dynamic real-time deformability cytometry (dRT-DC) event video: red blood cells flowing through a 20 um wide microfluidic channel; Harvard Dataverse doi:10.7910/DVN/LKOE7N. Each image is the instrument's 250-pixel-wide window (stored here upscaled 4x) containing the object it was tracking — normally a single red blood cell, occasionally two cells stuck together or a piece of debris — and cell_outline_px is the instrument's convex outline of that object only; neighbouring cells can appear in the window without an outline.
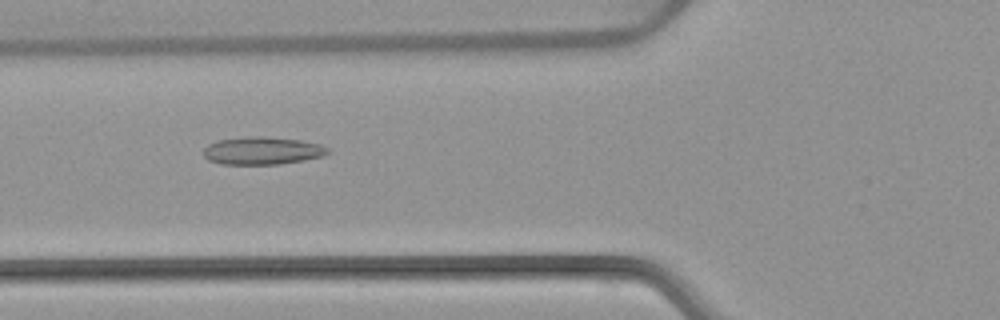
{"species": "common noctule bat (a hibernating species)", "species_latin": "Nyctalus noctula", "temperature_condition": "warm", "stored_images_in_passage": 53, "camera_frame_rate_fps": 3000, "um_per_image_px": 0.085, "animal": {"sex": "female", "body_mass_g": 22.7, "forearm_length_mm": 54.2}, "frame": {"image": 1, "passage_image": 20, "time_ms": 6.333, "image_size_px": [1000, 320], "cell_outline_px": [[332, 152], [324, 156], [304, 160], [280, 164], [220, 164], [208, 160], [204, 156], [204, 148], [208, 144], [220, 140], [244, 136], [264, 136], [300, 140], [320, 144], [328, 148]], "centroid_in_image_um": [22.32, 12.81], "position_along_channel_um": 103.5, "area_um2": 20.23}}
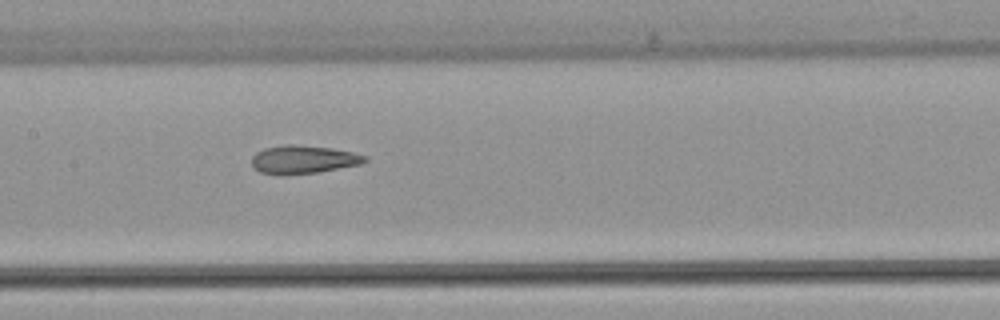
{"frame": {"image": 2, "passage_image": 26, "time_ms": 8.333, "image_size_px": [1000, 320], "cell_outline_px": [[368, 160], [360, 164], [316, 172], [280, 176], [260, 172], [252, 164], [252, 156], [256, 152], [264, 148], [288, 144], [296, 144], [332, 148], [352, 152], [368, 156]], "centroid_in_image_um": [25.76, 13.55], "position_along_channel_um": 181.6, "area_um2": 18.67}}
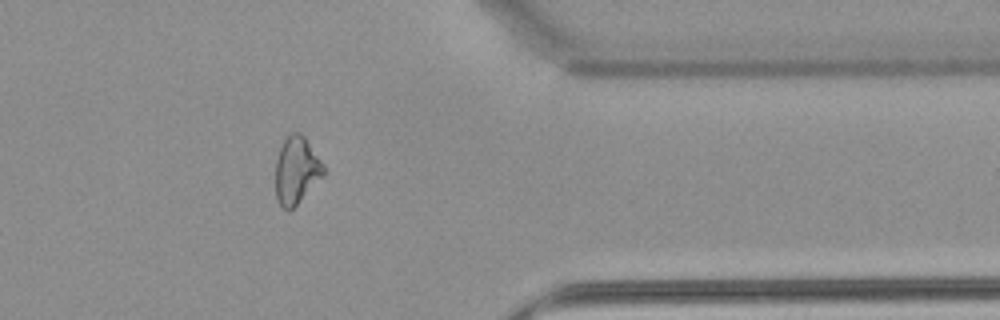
{"frame": {"image": 3, "passage_image": 43, "time_ms": 14.0, "image_size_px": [1000, 320], "cell_outline_px": [[324, 176], [288, 212], [276, 200], [276, 160], [280, 148], [284, 140], [292, 132], [300, 132], [304, 136], [324, 164]], "centroid_in_image_um": [25.2, 14.47], "position_along_channel_um": 386.2, "area_um2": 18.67}, "authors_computed_cell_mechanics": {"area_um2": 20.9236, "velocity_mm_per_s": 3.8818, "shape_relaxation_time_tau1_ms": null, "shape_relaxation_time_tau2_ms": 2.6627, "deformation_change_tau1": null, "deformation_change_tau2": 0.1067}}